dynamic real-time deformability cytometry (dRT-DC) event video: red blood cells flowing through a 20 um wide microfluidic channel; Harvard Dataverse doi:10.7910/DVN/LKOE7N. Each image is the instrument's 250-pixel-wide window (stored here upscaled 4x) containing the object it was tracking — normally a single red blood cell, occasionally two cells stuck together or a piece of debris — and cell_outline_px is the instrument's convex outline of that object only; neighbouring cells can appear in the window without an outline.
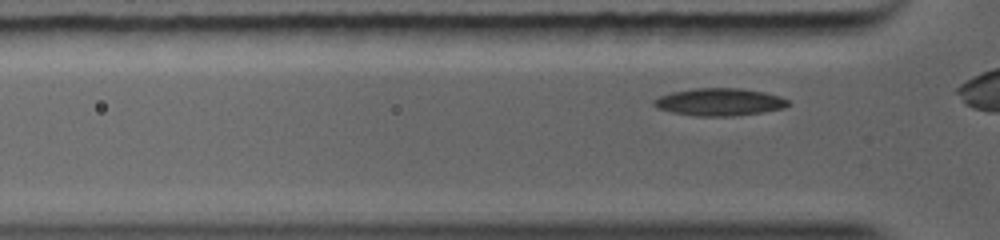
{"species": "common noctule bat (a hibernating species)", "species_latin": "Nyctalus noctula", "temperature_condition": "warm", "stored_images_in_passage": 15, "camera_frame_rate_fps": 5000, "um_per_image_px": 0.085, "animal": {"sex": "female", "body_mass_g": 19.0, "forearm_length_mm": 56.7}, "frame": {"image": 1, "passage_image": 3, "time_ms": 0.4, "image_size_px": [1000, 240], "cell_outline_px": [[792, 104], [784, 108], [760, 112], [732, 116], [696, 116], [672, 112], [656, 108], [652, 104], [652, 100], [660, 96], [672, 92], [692, 88], [740, 88], [764, 92], [780, 96], [788, 100]], "centroid_in_image_um": [61.14, 8.66], "position_along_channel_um": 64.7, "area_um2": 21.56}}
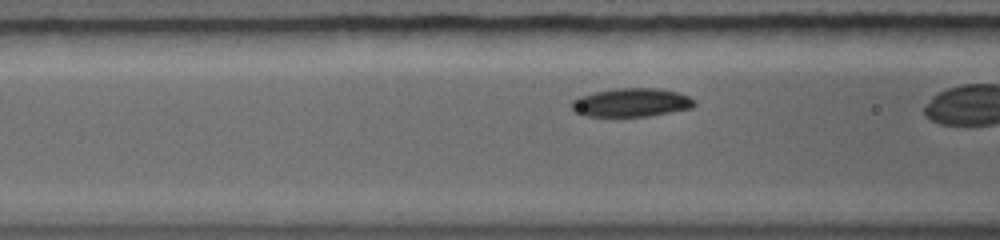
{"frame": {"image": 2, "passage_image": 7, "time_ms": 1.4, "image_size_px": [1000, 240], "cell_outline_px": [[696, 104], [692, 108], [648, 116], [588, 116], [576, 112], [572, 108], [572, 100], [580, 96], [596, 92], [616, 88], [656, 88], [676, 92], [688, 96]], "centroid_in_image_um": [53.66, 8.71], "position_along_channel_um": 112.9, "area_um2": 20.11}}